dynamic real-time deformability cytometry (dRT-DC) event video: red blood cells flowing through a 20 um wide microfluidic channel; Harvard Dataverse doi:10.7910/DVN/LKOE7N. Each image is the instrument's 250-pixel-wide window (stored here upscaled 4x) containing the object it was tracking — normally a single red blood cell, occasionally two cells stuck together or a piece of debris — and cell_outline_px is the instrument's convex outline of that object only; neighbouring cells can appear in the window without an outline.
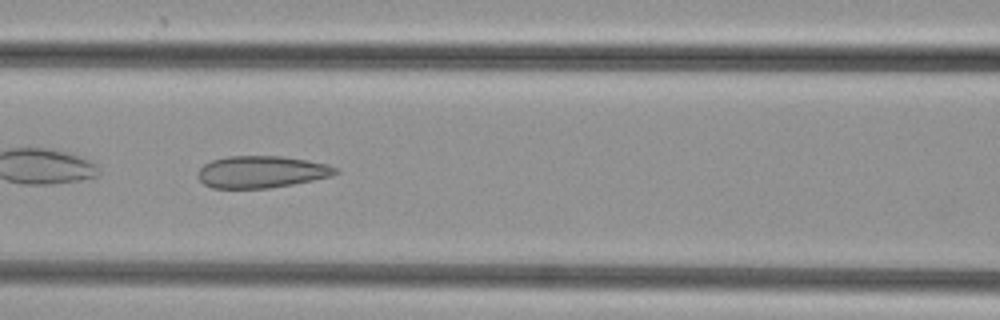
{"species": "common noctule bat (a hibernating species)", "species_latin": "Nyctalus noctula", "temperature_condition": "cold", "stored_images_in_passage": 41, "camera_frame_rate_fps": 3000, "um_per_image_px": 0.085, "animal": {"sex": "female", "body_mass_g": 29.2, "forearm_length_mm": 56.3}, "frame": {"image": 1, "passage_image": 15, "time_ms": 4.667, "image_size_px": [1000, 320], "cell_outline_px": [[340, 172], [332, 176], [292, 184], [268, 188], [212, 188], [204, 184], [196, 176], [200, 168], [204, 164], [212, 160], [228, 156], [284, 156], [308, 160], [328, 164], [340, 168]], "centroid_in_image_um": [22.25, 14.6], "position_along_channel_um": 144.3, "area_um2": 25.84}}
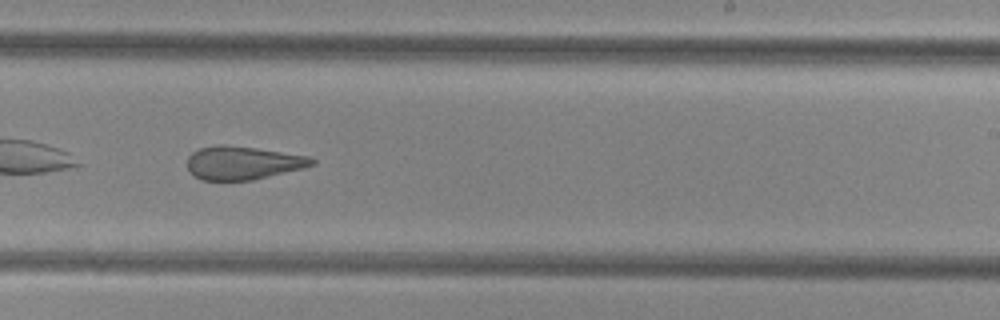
{"frame": {"image": 2, "passage_image": 24, "time_ms": 7.667, "image_size_px": [1000, 320], "cell_outline_px": [[316, 164], [304, 168], [252, 180], [200, 180], [188, 168], [188, 156], [192, 152], [200, 148], [216, 144], [224, 144], [256, 148], [308, 156], [316, 160]], "centroid_in_image_um": [20.65, 13.83], "position_along_channel_um": 268.3, "area_um2": 24.16}}
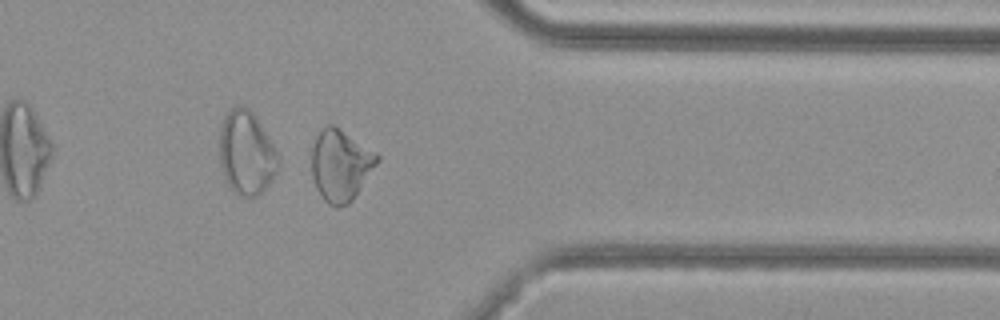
{"frame": {"image": 3, "passage_image": 33, "time_ms": 10.667, "image_size_px": [1000, 320], "cell_outline_px": [[380, 160], [352, 200], [348, 204], [336, 208], [328, 204], [324, 200], [316, 188], [312, 176], [312, 148], [316, 136], [324, 124], [332, 124], [376, 152], [380, 156]], "centroid_in_image_um": [28.94, 14.04], "position_along_channel_um": 382.5, "area_um2": 27.22}}